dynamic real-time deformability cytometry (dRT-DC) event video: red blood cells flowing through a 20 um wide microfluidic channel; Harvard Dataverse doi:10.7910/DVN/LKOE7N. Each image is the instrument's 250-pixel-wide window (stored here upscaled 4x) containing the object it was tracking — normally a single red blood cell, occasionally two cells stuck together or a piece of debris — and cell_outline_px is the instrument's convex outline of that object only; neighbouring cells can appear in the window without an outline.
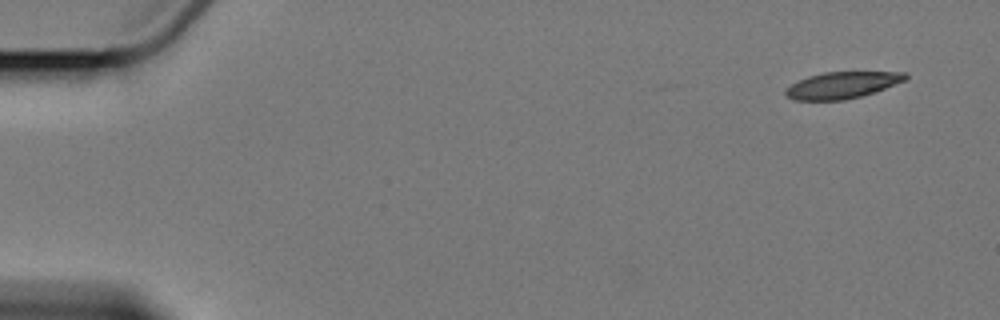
{"species": "Egyptian fruit bat (a non-hibernating species)", "species_latin": "Rousettus aegyptiacus", "temperature_condition": "cold", "stored_images_in_passage": 4, "camera_frame_rate_fps": 3000, "um_per_image_px": 0.085, "animal": {"sex": "female"}, "frame": {"image": 1, "passage_image": 1, "time_ms": 0.0, "image_size_px": [1000, 320], "cell_outline_px": [[908, 80], [876, 92], [844, 100], [792, 100], [784, 96], [784, 92], [792, 84], [808, 76], [824, 72], [908, 72]], "centroid_in_image_um": [71.63, 7.24], "position_along_channel_um": 13.4, "area_um2": 18.73}}